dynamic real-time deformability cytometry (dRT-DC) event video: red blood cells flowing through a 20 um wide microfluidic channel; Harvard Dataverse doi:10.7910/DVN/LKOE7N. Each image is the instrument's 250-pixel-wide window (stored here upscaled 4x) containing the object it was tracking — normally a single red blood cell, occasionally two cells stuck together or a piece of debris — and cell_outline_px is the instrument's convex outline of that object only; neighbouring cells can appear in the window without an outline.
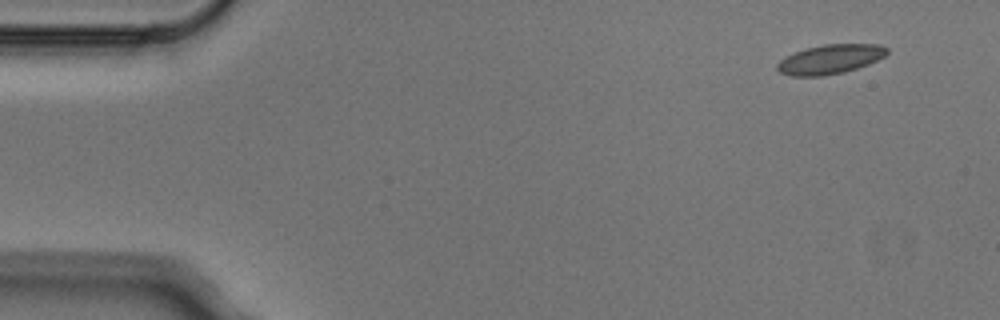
{"species": "Egyptian fruit bat (a non-hibernating species)", "species_latin": "Rousettus aegyptiacus", "temperature_condition": "cold", "stored_images_in_passage": 4, "camera_frame_rate_fps": 3000, "um_per_image_px": 0.085, "animal": {"sex": "male"}, "frame": {"image": 1, "passage_image": 1, "time_ms": 0.0, "image_size_px": [1000, 320], "cell_outline_px": [[888, 52], [884, 56], [868, 64], [844, 72], [824, 76], [792, 76], [780, 72], [776, 68], [776, 64], [780, 60], [796, 52], [808, 48], [824, 44], [880, 44], [888, 48]], "centroid_in_image_um": [70.57, 5.04], "position_along_channel_um": 14.4, "area_um2": 18.61}}